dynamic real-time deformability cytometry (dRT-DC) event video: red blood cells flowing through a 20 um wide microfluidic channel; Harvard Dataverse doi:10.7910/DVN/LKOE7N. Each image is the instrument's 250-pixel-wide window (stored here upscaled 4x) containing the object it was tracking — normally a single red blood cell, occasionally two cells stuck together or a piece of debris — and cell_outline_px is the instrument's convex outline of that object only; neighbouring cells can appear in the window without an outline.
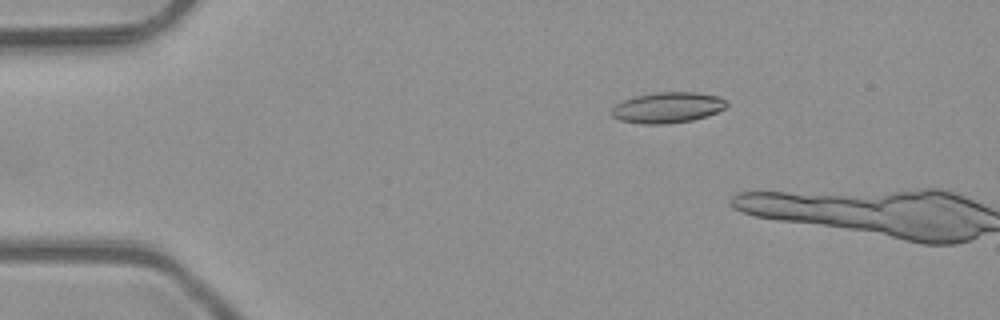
{"species": "common noctule bat (a hibernating species)", "species_latin": "Nyctalus noctula", "temperature_condition": "room temperature", "stored_images_in_passage": 2, "camera_frame_rate_fps": 3000, "um_per_image_px": 0.085, "animal": {"sex": "male", "body_mass_g": 23.1, "forearm_length_mm": 52.7}, "frame": {"image": 1, "passage_image": 1, "time_ms": 0.0, "image_size_px": [1000, 320], "cell_outline_px": [[728, 104], [724, 108], [708, 116], [692, 120], [668, 124], [644, 124], [620, 120], [612, 116], [612, 108], [616, 104], [624, 100], [636, 96], [656, 92], [696, 92], [720, 96], [728, 100]], "centroid_in_image_um": [56.79, 9.14], "position_along_channel_um": 28.2, "area_um2": 20.69}}